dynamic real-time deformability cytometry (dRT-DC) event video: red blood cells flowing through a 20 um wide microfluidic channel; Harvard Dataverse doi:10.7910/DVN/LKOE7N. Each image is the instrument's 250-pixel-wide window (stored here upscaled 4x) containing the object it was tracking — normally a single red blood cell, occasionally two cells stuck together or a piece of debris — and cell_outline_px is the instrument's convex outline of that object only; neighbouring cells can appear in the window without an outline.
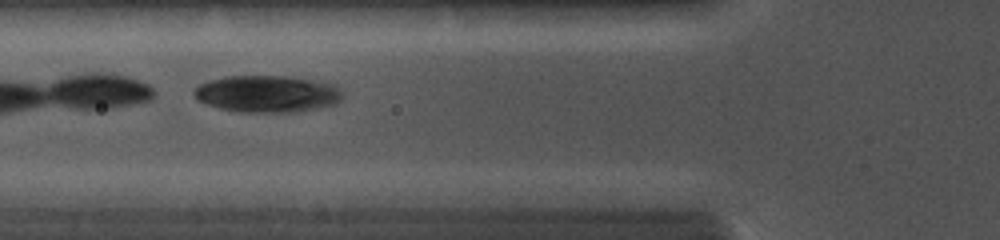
{"species": "common noctule bat (a hibernating species)", "species_latin": "Nyctalus noctula", "temperature_condition": "cold", "stored_images_in_passage": 5, "camera_frame_rate_fps": 5000, "um_per_image_px": 0.085, "animal": {"sex": "female", "body_mass_g": 19.0, "forearm_length_mm": 56.7}, "frame": {"image": 1, "passage_image": 3, "time_ms": 0.8, "image_size_px": [1000, 240], "cell_outline_px": [[344, 96], [336, 104], [296, 112], [236, 112], [204, 104], [196, 100], [192, 92], [200, 84], [224, 76], [284, 76], [312, 80], [336, 84], [344, 92]], "centroid_in_image_um": [22.72, 7.98], "position_along_channel_um": 103.1, "area_um2": 32.19}}